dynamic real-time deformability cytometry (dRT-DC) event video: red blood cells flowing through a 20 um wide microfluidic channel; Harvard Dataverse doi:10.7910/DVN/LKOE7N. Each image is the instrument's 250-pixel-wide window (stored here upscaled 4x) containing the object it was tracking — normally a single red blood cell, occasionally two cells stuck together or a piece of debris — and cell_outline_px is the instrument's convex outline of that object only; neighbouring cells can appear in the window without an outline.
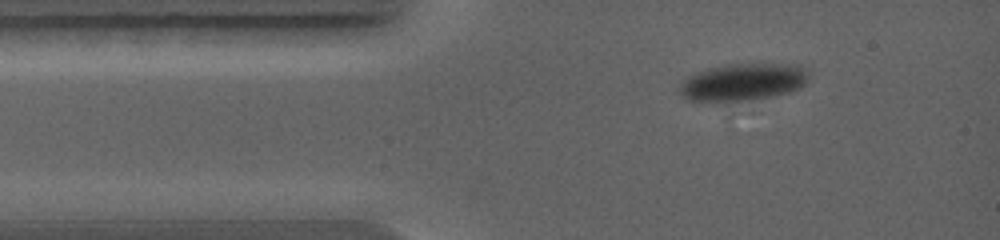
{"species": "common noctule bat (a hibernating species)", "species_latin": "Nyctalus noctula", "temperature_condition": "warm", "stored_images_in_passage": 4, "camera_frame_rate_fps": 5000, "um_per_image_px": 0.085, "animal": {"sex": "female", "body_mass_g": 19.0, "forearm_length_mm": 56.7}, "frame": {"image": 1, "passage_image": 1, "time_ms": 0.0, "image_size_px": [1000, 240], "cell_outline_px": [[808, 80], [804, 84], [788, 92], [772, 96], [752, 100], [688, 100], [680, 92], [680, 80], [696, 72], [708, 68], [724, 64], [796, 64], [804, 68], [808, 76]], "centroid_in_image_um": [63.13, 6.95], "position_along_channel_um": 21.9, "area_um2": 27.69}}